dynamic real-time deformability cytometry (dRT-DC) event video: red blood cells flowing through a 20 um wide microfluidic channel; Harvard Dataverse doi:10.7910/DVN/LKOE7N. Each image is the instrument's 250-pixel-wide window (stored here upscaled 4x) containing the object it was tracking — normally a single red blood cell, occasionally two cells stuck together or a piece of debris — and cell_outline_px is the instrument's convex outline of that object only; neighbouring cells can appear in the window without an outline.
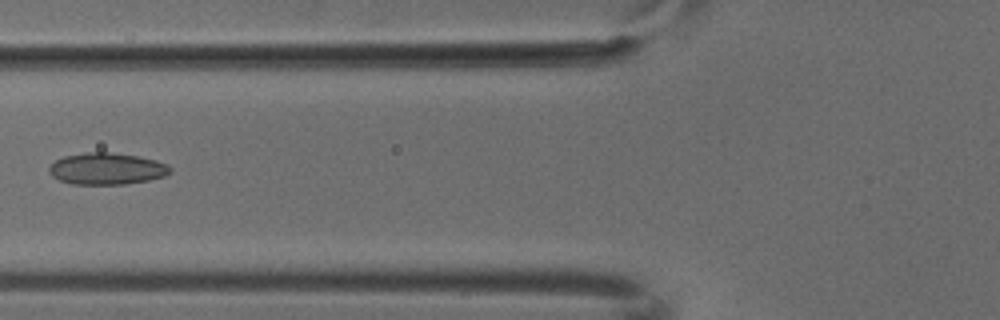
{"species": "common noctule bat (a hibernating species)", "species_latin": "Nyctalus noctula", "temperature_condition": "cold", "stored_images_in_passage": 6, "camera_frame_rate_fps": 3000, "um_per_image_px": 0.085, "animal": {"sex": "male", "body_mass_g": 18.8}, "frame": {"image": 1, "passage_image": 6, "time_ms": 1.667, "image_size_px": [1000, 320], "cell_outline_px": [[172, 172], [164, 176], [148, 180], [124, 184], [72, 184], [60, 180], [52, 176], [48, 172], [48, 168], [56, 160], [64, 156], [88, 152], [112, 152], [136, 156], [156, 160], [168, 164], [172, 168]], "centroid_in_image_um": [9.09, 14.34], "position_along_channel_um": 116.7, "area_um2": 22.37}}